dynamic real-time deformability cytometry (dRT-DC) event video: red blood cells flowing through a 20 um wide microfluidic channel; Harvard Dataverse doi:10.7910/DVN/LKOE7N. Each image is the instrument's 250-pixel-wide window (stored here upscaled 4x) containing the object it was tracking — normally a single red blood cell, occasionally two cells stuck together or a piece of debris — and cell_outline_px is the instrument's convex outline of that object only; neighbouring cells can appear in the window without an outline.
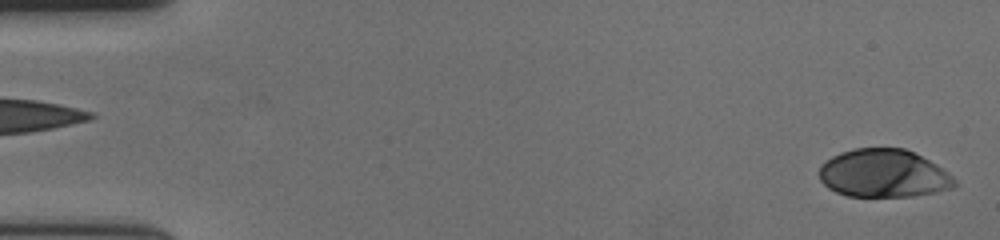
{"species": "human", "species_latin": "Homo sapiens", "temperature_condition": "cold", "stored_images_in_passage": 58, "camera_frame_rate_fps": 3000, "um_per_image_px": 0.085, "donor": {"sex": "female"}, "frame": {"image": 1, "passage_image": 2, "time_ms": 0.333, "image_size_px": [1000, 240], "cell_outline_px": [[956, 184], [952, 188], [936, 192], [912, 196], [848, 196], [836, 192], [828, 188], [820, 180], [820, 164], [832, 156], [840, 152], [856, 148], [904, 148], [936, 164], [948, 172], [956, 180]], "centroid_in_image_um": [75.09, 14.74], "position_along_channel_um": 9.9, "area_um2": 37.8}}
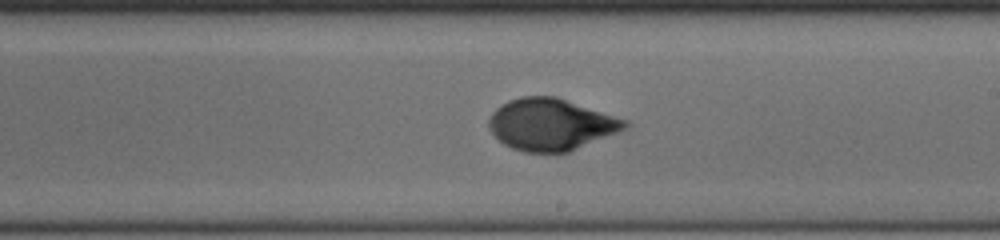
{"frame": {"image": 2, "passage_image": 34, "time_ms": 11.0, "image_size_px": [1000, 240], "cell_outline_px": [[632, 124], [628, 128], [568, 152], [524, 152], [512, 148], [504, 144], [492, 132], [488, 124], [488, 120], [492, 112], [496, 108], [508, 100], [524, 96], [556, 96], [628, 120]], "centroid_in_image_um": [46.85, 10.57], "position_along_channel_um": 242.1, "area_um2": 40.98}}
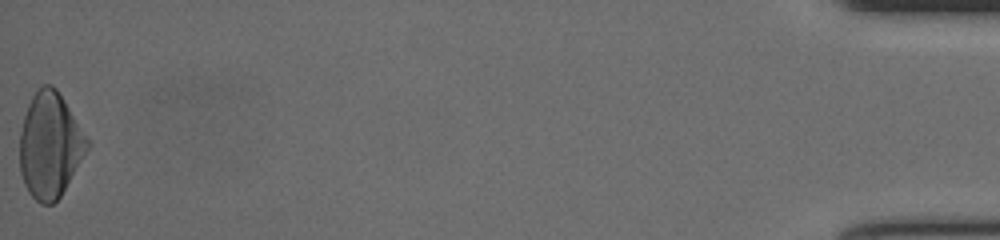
{"frame": {"image": 3, "passage_image": 58, "time_ms": 19.0, "image_size_px": [1000, 240], "cell_outline_px": [[88, 148], [60, 196], [52, 204], [40, 204], [28, 192], [24, 184], [20, 172], [20, 132], [24, 116], [28, 104], [36, 88], [44, 84], [52, 84], [56, 88], [88, 140]], "centroid_in_image_um": [4.2, 12.34], "position_along_channel_um": 431.0, "area_um2": 40.81}, "authors_computed_cell_mechanics": {"area_um2": 39.8531, "velocity_mm_per_s": 3.6113, "shape_relaxation_time_tau1_ms": 4.7453, "shape_relaxation_time_tau2_ms": 0.8725, "deformation_change_tau1": 0.1892, "deformation_change_tau2": 0.0428}}